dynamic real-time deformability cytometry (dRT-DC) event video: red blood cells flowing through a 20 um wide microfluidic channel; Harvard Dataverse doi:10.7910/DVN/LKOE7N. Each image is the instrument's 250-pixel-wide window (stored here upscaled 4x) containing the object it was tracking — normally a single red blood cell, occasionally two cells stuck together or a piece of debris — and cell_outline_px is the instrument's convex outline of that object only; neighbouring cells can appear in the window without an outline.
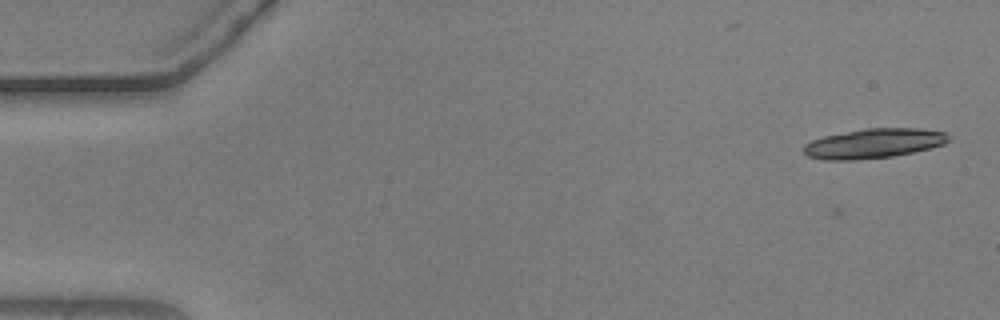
{"species": "common noctule bat (a hibernating species)", "species_latin": "Nyctalus noctula", "temperature_condition": "warm", "stored_images_in_passage": 7, "camera_frame_rate_fps": 3000, "um_per_image_px": 0.085, "animal": {"sex": "male", "body_mass_g": 20.5, "forearm_length_mm": 52.5}, "frame": {"image": 1, "passage_image": 7, "time_ms": 2.0, "image_size_px": [1000, 320], "cell_outline_px": [[948, 140], [944, 144], [932, 148], [892, 156], [852, 160], [824, 160], [808, 156], [804, 152], [804, 144], [812, 140], [824, 136], [864, 128], [920, 128], [944, 132], [948, 136]], "centroid_in_image_um": [74.25, 12.19], "position_along_channel_um": 10.7, "area_um2": 24.91}}